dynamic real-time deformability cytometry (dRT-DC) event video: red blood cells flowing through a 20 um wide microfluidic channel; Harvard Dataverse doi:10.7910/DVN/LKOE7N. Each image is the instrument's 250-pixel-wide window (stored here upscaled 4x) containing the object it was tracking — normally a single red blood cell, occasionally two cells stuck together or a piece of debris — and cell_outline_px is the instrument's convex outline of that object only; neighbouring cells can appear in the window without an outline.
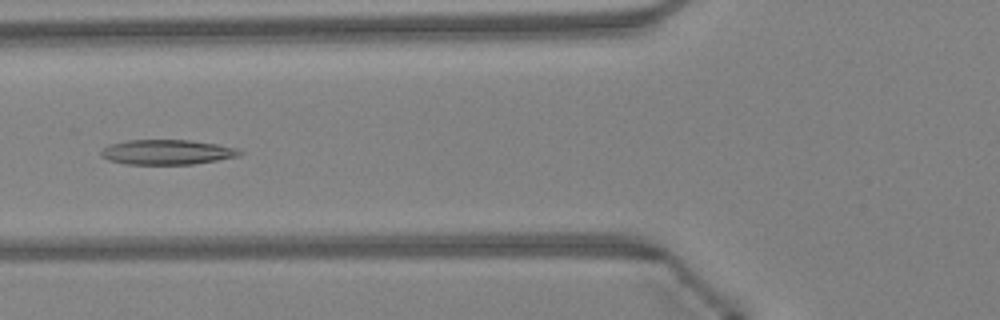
{"species": "Egyptian fruit bat (a non-hibernating species)", "species_latin": "Rousettus aegyptiacus", "temperature_condition": "warm", "stored_images_in_passage": 31, "camera_frame_rate_fps": 3000, "um_per_image_px": 0.085, "animal": {"sex": "female"}, "frame": {"image": 1, "passage_image": 6, "time_ms": 1.667, "image_size_px": [1000, 320], "cell_outline_px": [[244, 152], [240, 156], [192, 164], [124, 164], [108, 160], [100, 156], [100, 152], [104, 148], [112, 144], [128, 140], [188, 140], [216, 144], [236, 148]], "centroid_in_image_um": [14.19, 12.93], "position_along_channel_um": 111.6, "area_um2": 20.0}}
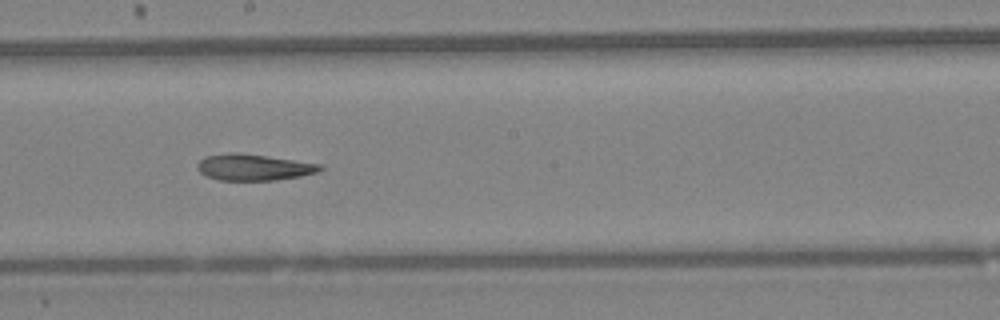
{"frame": {"image": 2, "passage_image": 14, "time_ms": 4.333, "image_size_px": [1000, 320], "cell_outline_px": [[324, 168], [320, 172], [300, 176], [272, 180], [220, 180], [208, 176], [200, 172], [196, 168], [196, 164], [204, 156], [228, 152], [236, 152], [320, 164]], "centroid_in_image_um": [21.53, 14.21], "position_along_channel_um": 226.7, "area_um2": 18.67}}
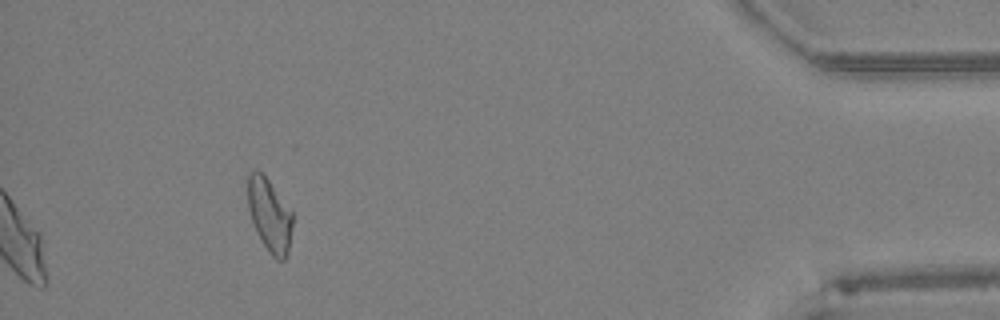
{"frame": {"image": 3, "passage_image": 31, "time_ms": 10.0, "image_size_px": [1000, 320], "cell_outline_px": [[292, 224], [288, 256], [284, 260], [276, 260], [272, 256], [256, 232], [248, 208], [248, 176], [252, 172], [260, 172], [268, 180], [292, 208]], "centroid_in_image_um": [22.94, 18.32], "position_along_channel_um": 412.3, "area_um2": 19.02}, "authors_computed_cell_mechanics": {"area_um2": 19.5364, "velocity_mm_per_s": 4.3348, "shape_relaxation_time_tau1_ms": null, "shape_relaxation_time_tau2_ms": 6.0282, "deformation_change_tau1": null, "deformation_change_tau2": 0.1694}}